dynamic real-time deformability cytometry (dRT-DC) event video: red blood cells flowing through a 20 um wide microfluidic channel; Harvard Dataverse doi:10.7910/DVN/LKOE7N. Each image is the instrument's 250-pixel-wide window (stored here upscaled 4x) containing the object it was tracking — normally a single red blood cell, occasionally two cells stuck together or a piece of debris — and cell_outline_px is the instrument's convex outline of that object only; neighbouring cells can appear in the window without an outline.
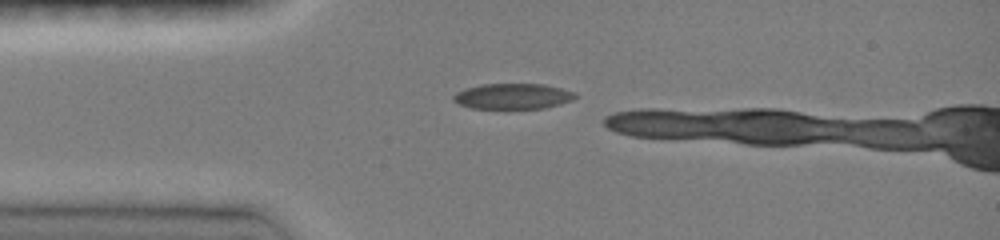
{"species": "common noctule bat (a hibernating species)", "species_latin": "Nyctalus noctula", "temperature_condition": "room temperature", "stored_images_in_passage": 3, "camera_frame_rate_fps": 3000, "um_per_image_px": 0.085, "animal": {"sex": "female", "body_mass_g": 19.0, "forearm_length_mm": 51.5}, "frame": {"image": 1, "passage_image": 1, "time_ms": 0.0, "image_size_px": [1000, 240], "cell_outline_px": [[576, 96], [572, 100], [560, 104], [544, 108], [472, 108], [460, 104], [452, 100], [452, 96], [456, 92], [464, 88], [480, 84], [544, 84], [576, 92]], "centroid_in_image_um": [43.57, 8.17], "position_along_channel_um": 41.4, "area_um2": 18.15}}